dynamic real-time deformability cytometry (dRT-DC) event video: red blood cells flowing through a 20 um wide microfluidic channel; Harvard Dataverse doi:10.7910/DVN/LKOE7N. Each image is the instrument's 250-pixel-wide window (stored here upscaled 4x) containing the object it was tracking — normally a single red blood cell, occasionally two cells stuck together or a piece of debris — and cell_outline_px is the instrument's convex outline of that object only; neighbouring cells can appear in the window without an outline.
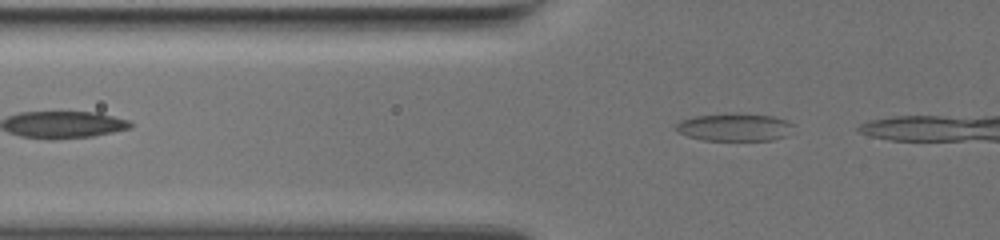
{"species": "common noctule bat (a hibernating species)", "species_latin": "Nyctalus noctula", "temperature_condition": "warm", "stored_images_in_passage": 10, "camera_frame_rate_fps": 3000, "um_per_image_px": 0.085, "animal": {"sex": "female", "body_mass_g": 19.5, "forearm_length_mm": 54.1}, "frame": {"image": 1, "passage_image": 2, "time_ms": 0.333, "image_size_px": [1000, 240], "cell_outline_px": [[796, 124], [784, 136], [772, 140], [704, 140], [688, 136], [676, 132], [676, 124], [680, 120], [692, 116], [724, 112], [732, 112], [772, 116]], "centroid_in_image_um": [62.38, 10.78], "position_along_channel_um": 63.4, "area_um2": 19.25}}
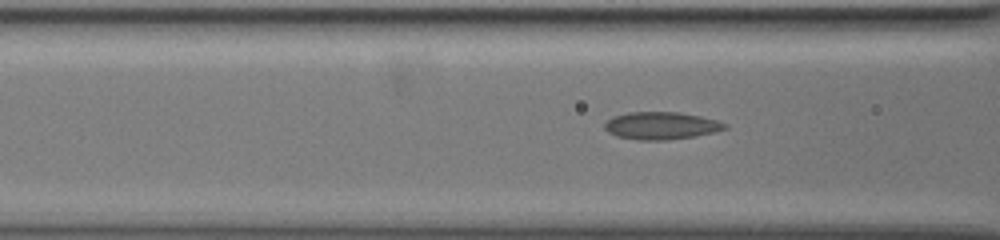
{"frame": {"image": 2, "passage_image": 7, "time_ms": 2.0, "image_size_px": [1000, 240], "cell_outline_px": [[728, 128], [712, 132], [692, 136], [668, 140], [636, 140], [616, 136], [608, 132], [604, 128], [604, 124], [612, 116], [628, 112], [676, 112], [700, 116], [716, 120], [728, 124]], "centroid_in_image_um": [56.16, 10.68], "position_along_channel_um": 110.4, "area_um2": 19.19}}